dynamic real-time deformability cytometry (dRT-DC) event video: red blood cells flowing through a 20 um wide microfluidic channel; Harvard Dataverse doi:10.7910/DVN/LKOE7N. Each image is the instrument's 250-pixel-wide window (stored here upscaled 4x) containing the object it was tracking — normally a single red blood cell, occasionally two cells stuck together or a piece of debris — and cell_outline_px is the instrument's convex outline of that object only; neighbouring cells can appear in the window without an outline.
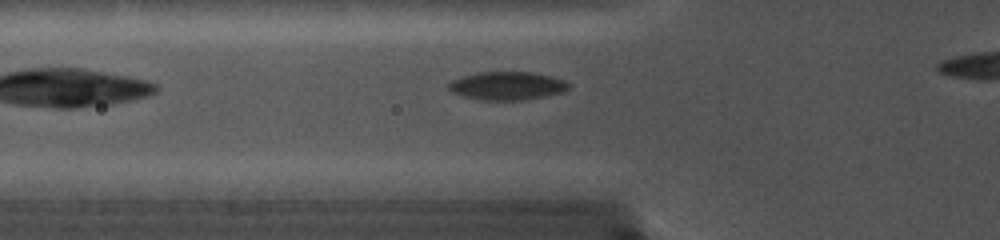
{"species": "common noctule bat (a hibernating species)", "species_latin": "Nyctalus noctula", "temperature_condition": "cold", "stored_images_in_passage": 57, "camera_frame_rate_fps": 5000, "um_per_image_px": 0.085, "animal": {"sex": "female", "body_mass_g": 19.0, "forearm_length_mm": 56.7}, "frame": {"image": 1, "passage_image": 10, "time_ms": 1.8, "image_size_px": [1000, 240], "cell_outline_px": [[572, 84], [564, 92], [524, 100], [480, 100], [464, 96], [452, 92], [448, 88], [448, 84], [452, 80], [464, 76], [480, 72], [532, 72], [552, 76], [564, 80]], "centroid_in_image_um": [43.14, 7.29], "position_along_channel_um": 82.7, "area_um2": 19.77}}
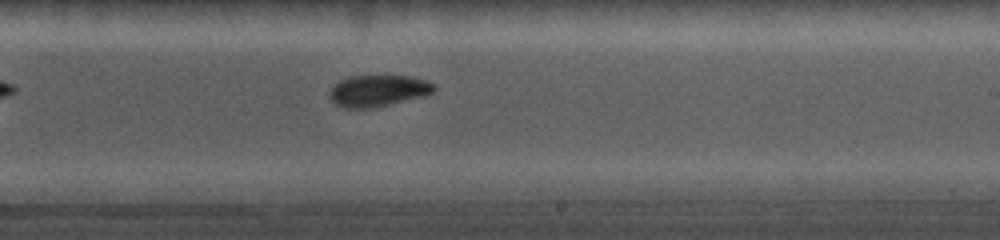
{"frame": {"image": 2, "passage_image": 33, "time_ms": 6.4, "image_size_px": [1000, 240], "cell_outline_px": [[436, 88], [432, 92], [424, 96], [372, 108], [344, 108], [332, 104], [328, 96], [328, 92], [340, 80], [348, 76], [408, 76], [424, 80], [436, 84]], "centroid_in_image_um": [32.09, 7.72], "position_along_channel_um": 256.9, "area_um2": 19.25}}
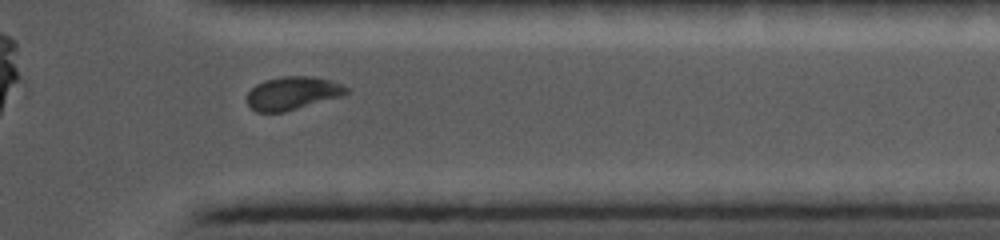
{"frame": {"image": 3, "passage_image": 50, "time_ms": 9.8, "image_size_px": [1000, 240], "cell_outline_px": [[348, 92], [340, 96], [284, 112], [256, 112], [248, 104], [248, 92], [256, 84], [264, 80], [284, 76], [312, 76], [328, 80], [340, 84], [348, 88]], "centroid_in_image_um": [24.83, 7.91], "position_along_channel_um": 386.6, "area_um2": 18.84}}